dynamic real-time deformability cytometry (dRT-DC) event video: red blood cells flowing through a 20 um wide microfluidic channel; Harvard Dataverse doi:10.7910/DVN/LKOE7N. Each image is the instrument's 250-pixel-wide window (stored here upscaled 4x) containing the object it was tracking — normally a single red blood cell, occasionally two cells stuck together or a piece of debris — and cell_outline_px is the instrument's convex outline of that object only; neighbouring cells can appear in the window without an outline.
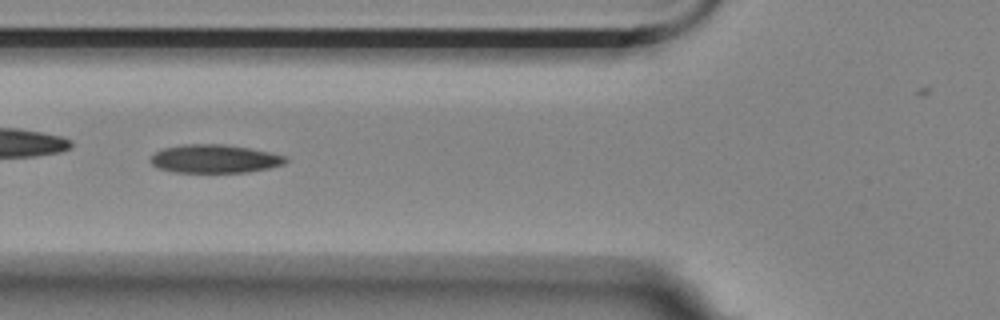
{"species": "Egyptian fruit bat (a non-hibernating species)", "species_latin": "Rousettus aegyptiacus", "temperature_condition": "room temperature", "stored_images_in_passage": 10, "camera_frame_rate_fps": 3000, "um_per_image_px": 0.085, "animal": {"sex": "female"}, "frame": {"image": 1, "passage_image": 6, "time_ms": 1.667, "image_size_px": [1000, 320], "cell_outline_px": [[288, 160], [284, 164], [268, 168], [248, 172], [172, 172], [156, 168], [148, 160], [156, 152], [164, 148], [184, 144], [224, 144], [248, 148], [268, 152], [284, 156]], "centroid_in_image_um": [18.2, 13.5], "position_along_channel_um": 107.6, "area_um2": 22.25}}
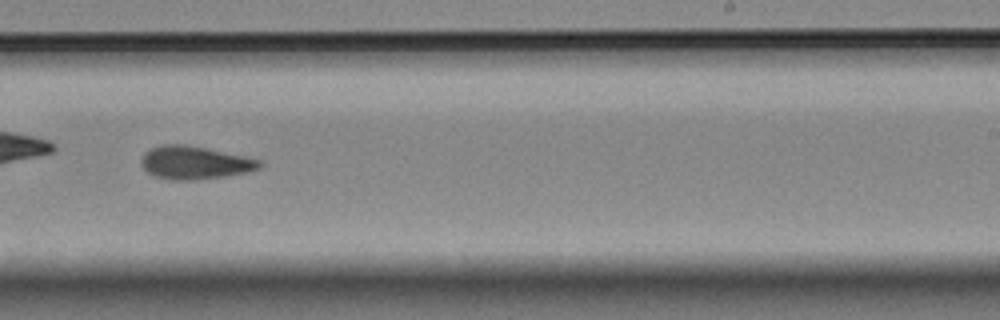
{"frame": {"image": 2, "passage_image": 10, "time_ms": 3.0, "image_size_px": [1000, 320], "cell_outline_px": [[264, 164], [260, 168], [248, 172], [228, 176], [200, 180], [172, 180], [152, 176], [140, 164], [140, 160], [144, 152], [148, 148], [164, 144], [184, 144], [244, 156], [260, 160]], "centroid_in_image_um": [16.53, 13.84], "position_along_channel_um": 272.5, "area_um2": 23.06}}